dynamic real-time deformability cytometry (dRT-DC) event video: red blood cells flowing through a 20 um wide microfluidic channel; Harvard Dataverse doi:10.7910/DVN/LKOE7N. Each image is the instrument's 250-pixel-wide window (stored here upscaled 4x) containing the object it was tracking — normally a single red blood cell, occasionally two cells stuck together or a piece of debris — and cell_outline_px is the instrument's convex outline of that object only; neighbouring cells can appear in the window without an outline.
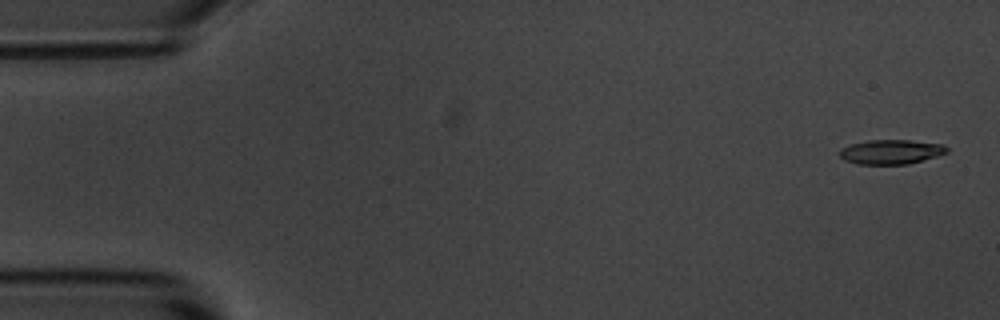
{"species": "common noctule bat (a hibernating species)", "species_latin": "Nyctalus noctula", "temperature_condition": "room temperature", "stored_images_in_passage": 4, "camera_frame_rate_fps": 3000, "um_per_image_px": 0.085, "animal": {"sex": "male", "body_mass_g": 20.1, "forearm_length_mm": 53.5}, "frame": {"image": 1, "passage_image": 1, "time_ms": 0.0, "image_size_px": [1000, 320], "cell_outline_px": [[948, 152], [936, 156], [908, 164], [856, 164], [844, 160], [840, 156], [840, 148], [852, 144], [868, 140], [912, 140], [944, 144], [948, 148]], "centroid_in_image_um": [75.74, 12.9], "position_along_channel_um": 9.3, "area_um2": 15.32}}
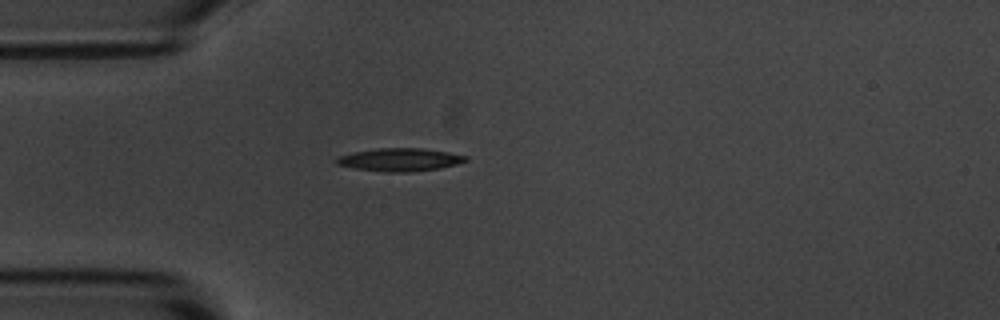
{"frame": {"image": 2, "passage_image": 4, "time_ms": 4.333, "image_size_px": [1000, 320], "cell_outline_px": [[468, 160], [456, 164], [440, 168], [412, 172], [384, 172], [356, 168], [336, 164], [332, 160], [336, 156], [352, 152], [376, 148], [424, 148], [448, 152], [468, 156]], "centroid_in_image_um": [33.94, 13.56], "position_along_channel_um": 51.1, "area_um2": 17.51}}